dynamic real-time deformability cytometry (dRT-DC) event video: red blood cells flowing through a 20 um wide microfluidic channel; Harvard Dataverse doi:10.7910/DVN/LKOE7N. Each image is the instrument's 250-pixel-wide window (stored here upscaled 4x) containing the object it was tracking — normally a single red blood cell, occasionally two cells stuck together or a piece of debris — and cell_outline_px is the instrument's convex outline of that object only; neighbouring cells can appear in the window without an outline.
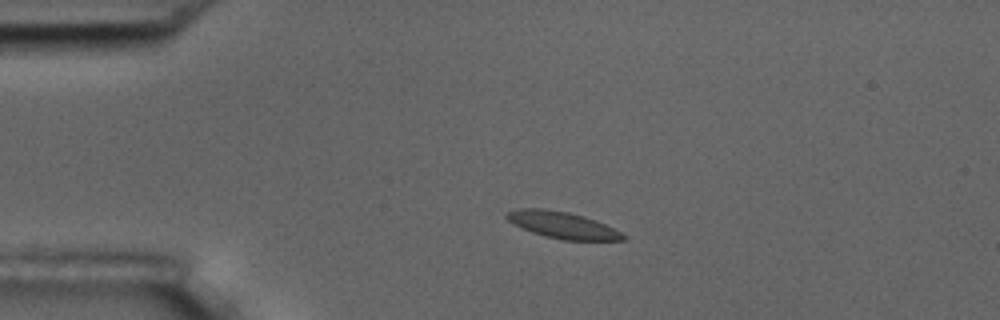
{"species": "common noctule bat (a hibernating species)", "species_latin": "Nyctalus noctula", "temperature_condition": "room temperature", "stored_images_in_passage": 3, "camera_frame_rate_fps": 3000, "um_per_image_px": 0.085, "animal": {"sex": "male", "body_mass_g": 17.5, "forearm_length_mm": 52.3}, "frame": {"image": 1, "passage_image": 2, "time_ms": 2.0, "image_size_px": [1000, 320], "cell_outline_px": [[628, 236], [624, 240], [560, 240], [544, 236], [532, 232], [508, 220], [504, 216], [508, 212], [520, 208], [544, 208], [568, 212], [584, 216], [596, 220]], "centroid_in_image_um": [47.82, 19.13], "position_along_channel_um": 37.2, "area_um2": 17.92}}